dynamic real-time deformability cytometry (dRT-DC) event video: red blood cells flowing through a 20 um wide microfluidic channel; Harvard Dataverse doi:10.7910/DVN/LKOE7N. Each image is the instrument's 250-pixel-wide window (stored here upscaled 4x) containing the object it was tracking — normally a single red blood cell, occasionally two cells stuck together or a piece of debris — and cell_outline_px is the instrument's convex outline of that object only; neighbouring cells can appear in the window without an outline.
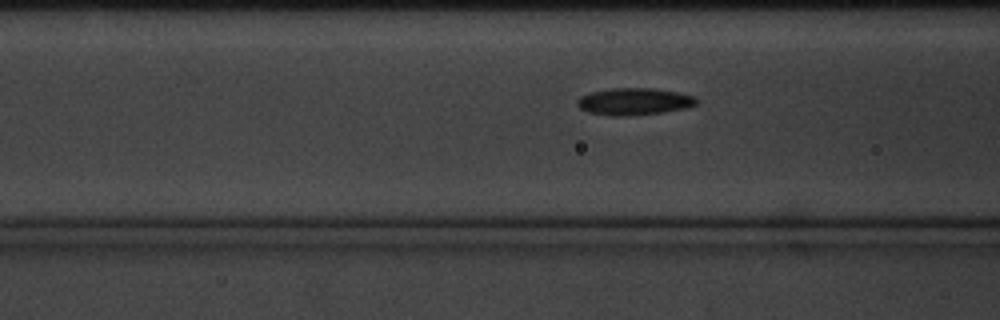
{"species": "common noctule bat (a hibernating species)", "species_latin": "Nyctalus noctula", "temperature_condition": "cold", "stored_images_in_passage": 42, "camera_frame_rate_fps": 3000, "um_per_image_px": 0.085, "animal": {"sex": "male", "body_mass_g": 20.1, "forearm_length_mm": 53.5}, "frame": {"image": 1, "passage_image": 15, "time_ms": 4.667, "image_size_px": [1000, 320], "cell_outline_px": [[696, 104], [684, 108], [660, 112], [628, 116], [608, 116], [588, 112], [580, 108], [576, 104], [576, 100], [580, 96], [588, 92], [612, 88], [652, 88], [676, 92], [696, 96]], "centroid_in_image_um": [53.83, 8.62], "position_along_channel_um": 112.8, "area_um2": 18.79}}
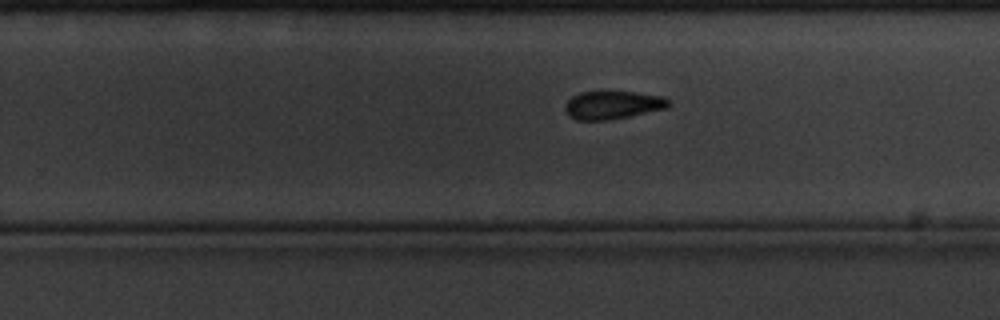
{"frame": {"image": 2, "passage_image": 30, "time_ms": 9.667, "image_size_px": [1000, 320], "cell_outline_px": [[672, 104], [668, 108], [608, 120], [576, 120], [568, 116], [564, 108], [564, 104], [572, 96], [580, 92], [636, 92], [664, 96]], "centroid_in_image_um": [52.07, 8.93], "position_along_channel_um": 277.7, "area_um2": 17.05}}
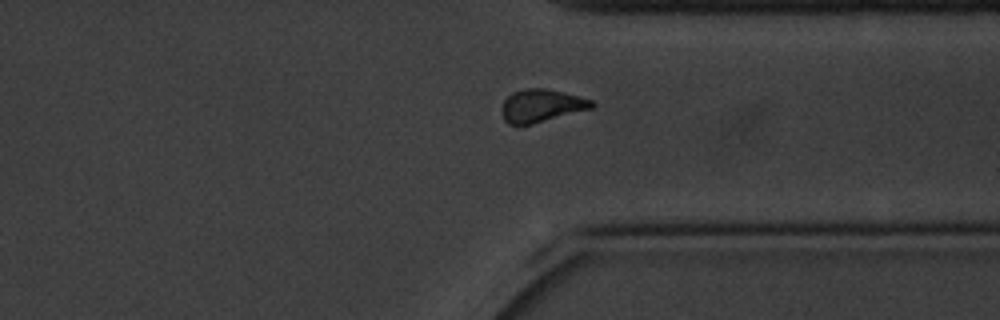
{"frame": {"image": 3, "passage_image": 38, "time_ms": 12.333, "image_size_px": [1000, 320], "cell_outline_px": [[596, 104], [592, 108], [532, 124], [508, 124], [504, 120], [500, 108], [504, 100], [512, 92], [524, 88], [544, 88], [592, 100]], "centroid_in_image_um": [45.97, 8.98], "position_along_channel_um": 365.4, "area_um2": 17.05}}